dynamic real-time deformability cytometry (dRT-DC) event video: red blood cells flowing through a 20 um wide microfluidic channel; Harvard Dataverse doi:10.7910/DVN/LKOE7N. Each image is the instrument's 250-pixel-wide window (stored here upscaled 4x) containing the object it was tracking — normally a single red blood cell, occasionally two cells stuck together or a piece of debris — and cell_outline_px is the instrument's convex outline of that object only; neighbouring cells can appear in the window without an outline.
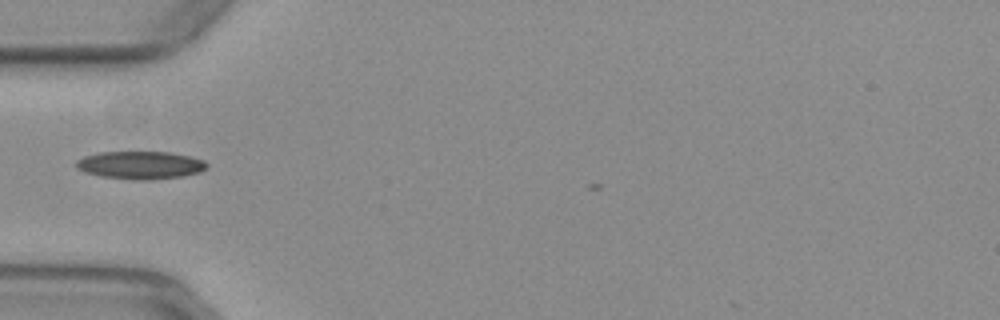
{"species": "common noctule bat (a hibernating species)", "species_latin": "Nyctalus noctula", "temperature_condition": "warm", "stored_images_in_passage": 29, "camera_frame_rate_fps": 3000, "um_per_image_px": 0.085, "animal": {"sex": "female", "body_mass_g": 29.2, "forearm_length_mm": 56.3}, "frame": {"image": 1, "passage_image": 1, "time_ms": 0.0, "image_size_px": [1000, 320], "cell_outline_px": [[208, 168], [200, 172], [184, 176], [152, 180], [132, 180], [100, 176], [84, 172], [76, 168], [76, 160], [84, 156], [100, 152], [168, 152], [188, 156], [204, 160], [208, 164]], "centroid_in_image_um": [11.93, 14.04], "position_along_channel_um": 73.1, "area_um2": 21.39}}
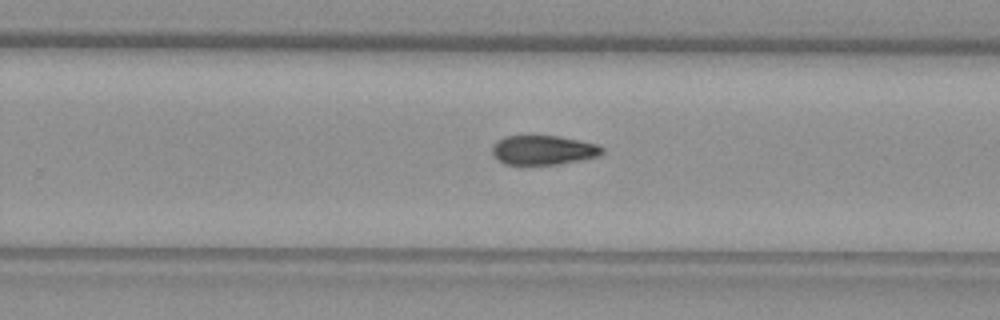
{"frame": {"image": 2, "passage_image": 17, "time_ms": 5.333, "image_size_px": [1000, 320], "cell_outline_px": [[604, 152], [600, 156], [580, 160], [556, 164], [504, 164], [496, 160], [492, 152], [492, 144], [496, 140], [504, 136], [532, 132], [560, 136], [600, 144], [604, 148]], "centroid_in_image_um": [46.15, 12.69], "position_along_channel_um": 283.7, "area_um2": 19.88}}
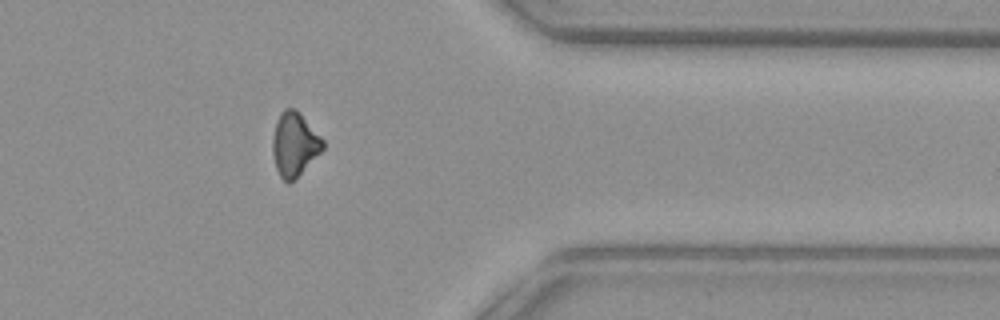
{"frame": {"image": 3, "passage_image": 26, "time_ms": 8.333, "image_size_px": [1000, 320], "cell_outline_px": [[324, 148], [288, 184], [280, 176], [276, 168], [272, 152], [272, 136], [276, 120], [280, 112], [284, 108], [296, 108], [324, 140]], "centroid_in_image_um": [25.0, 12.21], "position_along_channel_um": 386.4, "area_um2": 18.5}}